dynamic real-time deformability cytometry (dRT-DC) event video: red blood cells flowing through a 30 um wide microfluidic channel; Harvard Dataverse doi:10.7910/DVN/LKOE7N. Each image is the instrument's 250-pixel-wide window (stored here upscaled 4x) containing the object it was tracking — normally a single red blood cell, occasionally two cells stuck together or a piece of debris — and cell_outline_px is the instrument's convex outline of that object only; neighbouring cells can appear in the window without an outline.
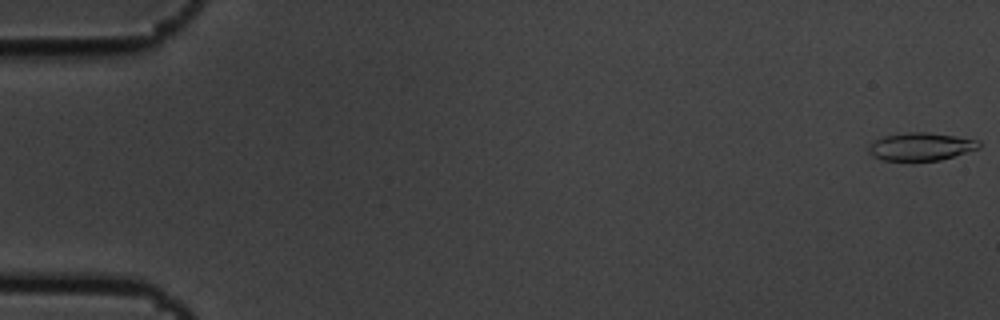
{"species": "common noctule bat (a hibernating species)", "species_latin": "Nyctalus noctula", "temperature_condition": "cold", "stored_images_in_passage": 5, "camera_frame_rate_fps": 3000, "um_per_image_px": 0.085, "animal": {"sex": "male", "body_mass_g": 19.5, "forearm_length_mm": 54.6}, "frame": {"image": 1, "passage_image": 1, "time_ms": 0.0, "image_size_px": [1000, 320], "cell_outline_px": [[980, 148], [940, 160], [880, 160], [872, 156], [868, 152], [868, 144], [872, 140], [884, 136], [908, 132], [928, 132], [980, 140]], "centroid_in_image_um": [78.23, 12.45], "position_along_channel_um": 6.8, "area_um2": 17.98}}
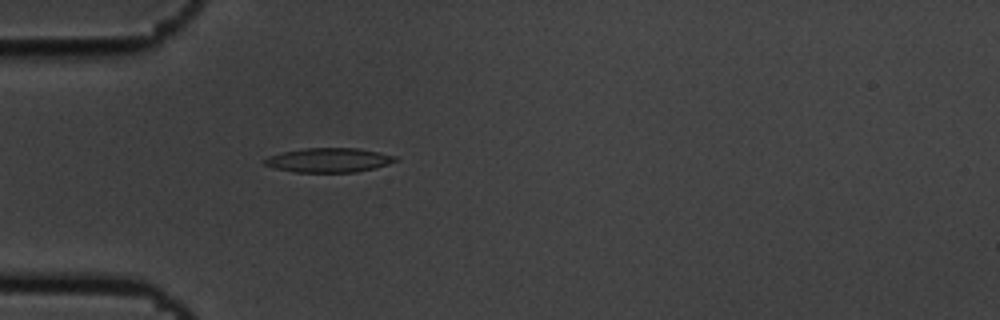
{"frame": {"image": 2, "passage_image": 5, "time_ms": 1.333, "image_size_px": [1000, 320], "cell_outline_px": [[400, 160], [388, 164], [356, 172], [296, 172], [276, 168], [264, 164], [264, 160], [268, 156], [284, 152], [304, 148], [360, 148], [380, 152], [396, 156]], "centroid_in_image_um": [27.99, 13.6], "position_along_channel_um": 57.0, "area_um2": 18.44}}